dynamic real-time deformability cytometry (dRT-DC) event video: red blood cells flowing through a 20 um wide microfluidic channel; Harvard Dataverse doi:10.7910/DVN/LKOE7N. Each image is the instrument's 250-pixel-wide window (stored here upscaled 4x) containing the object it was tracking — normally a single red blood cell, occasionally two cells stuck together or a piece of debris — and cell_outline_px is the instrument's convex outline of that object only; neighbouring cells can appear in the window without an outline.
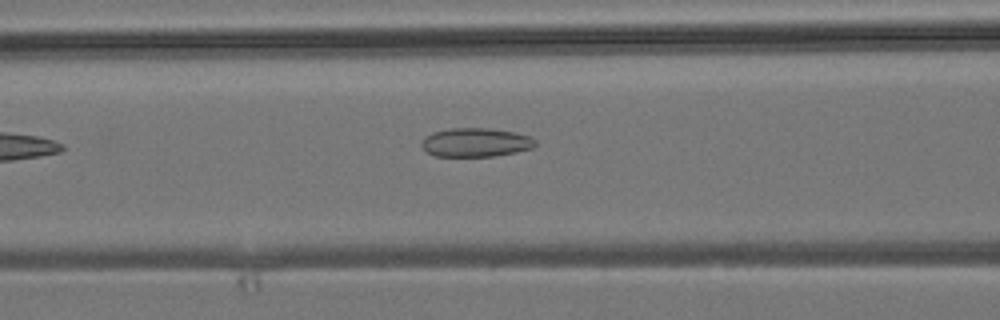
{"species": "common noctule bat (a hibernating species)", "species_latin": "Nyctalus noctula", "temperature_condition": "room temperature", "stored_images_in_passage": 3, "camera_frame_rate_fps": 3000, "um_per_image_px": 0.085, "animal": {"sex": "male", "body_mass_g": 19.2, "forearm_length_mm": 51.8}, "frame": {"image": 1, "passage_image": 3, "time_ms": 2.333, "image_size_px": [1000, 320], "cell_outline_px": [[536, 144], [532, 148], [516, 152], [492, 156], [436, 156], [428, 152], [420, 144], [424, 136], [432, 132], [448, 128], [488, 128], [512, 132], [528, 136], [536, 140]], "centroid_in_image_um": [40.4, 12.1], "position_along_channel_um": 126.2, "area_um2": 19.02}}